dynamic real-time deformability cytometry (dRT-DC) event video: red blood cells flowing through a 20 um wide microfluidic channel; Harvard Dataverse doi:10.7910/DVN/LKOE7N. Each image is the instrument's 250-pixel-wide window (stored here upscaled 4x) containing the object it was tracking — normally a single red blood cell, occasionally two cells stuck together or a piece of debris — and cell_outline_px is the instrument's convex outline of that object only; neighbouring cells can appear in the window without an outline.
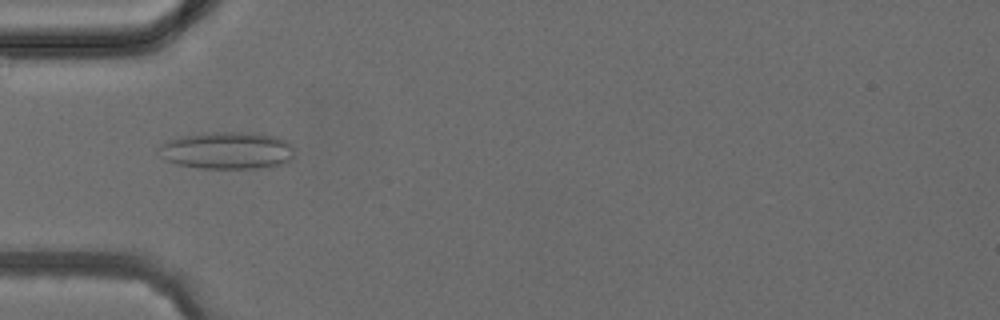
{"species": "common noctule bat (a hibernating species)", "species_latin": "Nyctalus noctula", "temperature_condition": "cold", "stored_images_in_passage": 6, "camera_frame_rate_fps": 3000, "um_per_image_px": 0.085, "animal": {"sex": "female", "body_mass_g": 24.6, "forearm_length_mm": 56.2}, "frame": {"image": 1, "passage_image": 3, "time_ms": 3.333, "image_size_px": [1000, 320], "cell_outline_px": [[296, 148], [292, 160], [284, 164], [260, 168], [196, 168], [176, 164], [160, 156], [156, 152], [156, 148], [160, 144], [168, 140], [180, 136], [204, 132], [252, 132], [276, 136], [288, 140]], "centroid_in_image_um": [19.33, 12.78], "position_along_channel_um": 65.7, "area_um2": 30.29}}
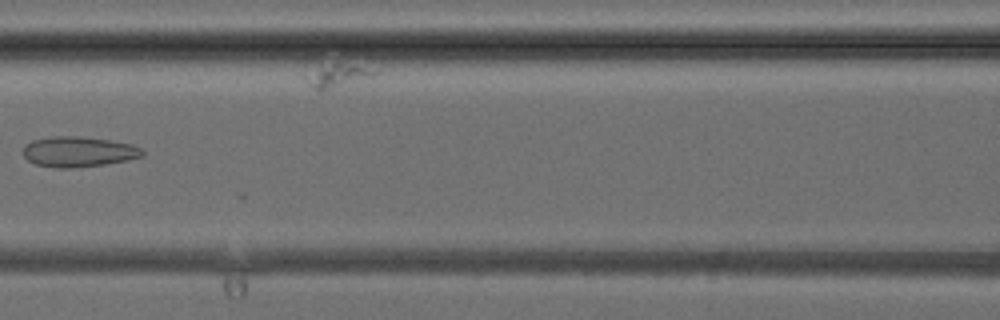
{"frame": {"image": 2, "passage_image": 5, "time_ms": 5.333, "image_size_px": [1000, 320], "cell_outline_px": [[144, 156], [128, 160], [104, 164], [72, 168], [56, 168], [36, 164], [28, 160], [24, 156], [24, 144], [32, 140], [52, 136], [76, 136], [108, 140], [132, 144], [140, 148], [144, 152]], "centroid_in_image_um": [6.66, 12.9], "position_along_channel_um": 159.9, "area_um2": 21.04}}